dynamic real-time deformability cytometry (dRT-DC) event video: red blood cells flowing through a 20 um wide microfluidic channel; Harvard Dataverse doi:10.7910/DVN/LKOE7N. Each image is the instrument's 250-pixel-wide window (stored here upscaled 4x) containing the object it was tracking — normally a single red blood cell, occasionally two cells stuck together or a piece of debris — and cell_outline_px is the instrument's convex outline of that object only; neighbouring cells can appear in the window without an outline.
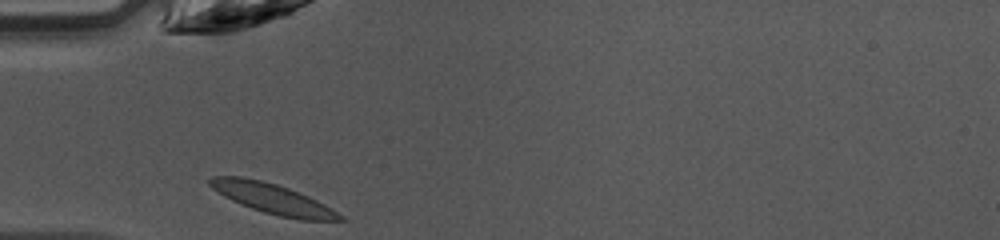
{"species": "common noctule bat (a hibernating species)", "species_latin": "Nyctalus noctula", "temperature_condition": "warm", "stored_images_in_passage": 26, "camera_frame_rate_fps": 3000, "um_per_image_px": 0.085, "animal": {"sex": "female", "body_mass_g": 10.0, "forearm_length_mm": 53.1}, "frame": {"image": 1, "passage_image": 1, "time_ms": 0.0, "image_size_px": [1000, 240], "cell_outline_px": [[348, 220], [300, 220], [280, 216], [264, 212], [252, 208], [232, 200], [224, 196], [212, 188], [208, 184], [208, 180], [212, 176], [240, 176], [260, 180], [276, 184], [288, 188], [308, 196], [324, 204], [344, 216]], "centroid_in_image_um": [23.18, 16.89], "position_along_channel_um": 61.8, "area_um2": 22.54}}
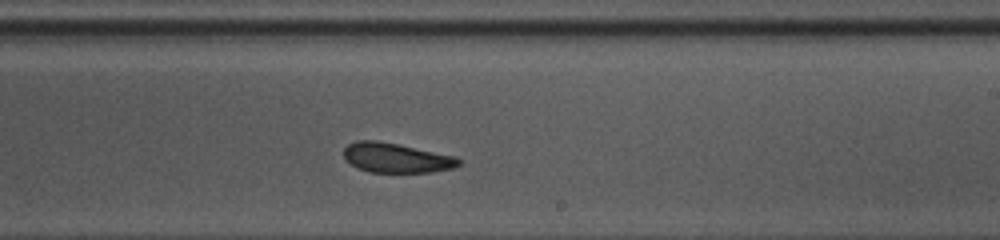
{"frame": {"image": 2, "passage_image": 15, "time_ms": 4.667, "image_size_px": [1000, 240], "cell_outline_px": [[460, 164], [452, 168], [432, 172], [368, 172], [356, 168], [344, 160], [344, 148], [348, 144], [356, 140], [376, 140], [456, 156], [460, 160]], "centroid_in_image_um": [33.63, 13.42], "position_along_channel_um": 255.4, "area_um2": 19.88}}
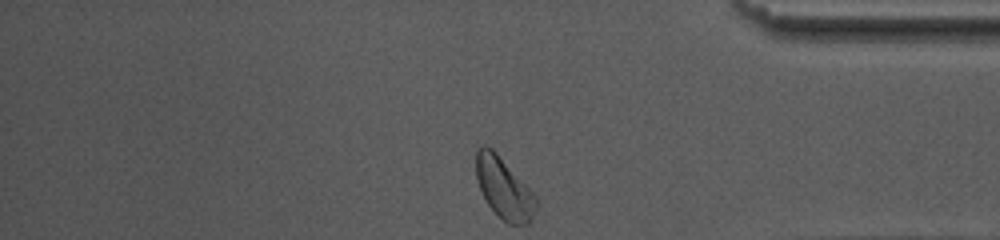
{"frame": {"image": 3, "passage_image": 26, "time_ms": 8.333, "image_size_px": [1000, 240], "cell_outline_px": [[536, 208], [528, 224], [508, 224], [488, 204], [476, 180], [476, 148], [480, 144], [484, 144], [492, 148], [496, 152], [536, 196]], "centroid_in_image_um": [42.8, 15.96], "position_along_channel_um": 392.4, "area_um2": 20.98}, "authors_computed_cell_mechanics": {"area_um2": 20.6057, "velocity_mm_per_s": 4.2074, "shape_relaxation_time_tau1_ms": 2.2033, "shape_relaxation_time_tau2_ms": 1.7084, "deformation_change_tau1": 0.1151, "deformation_change_tau2": 0.073}}